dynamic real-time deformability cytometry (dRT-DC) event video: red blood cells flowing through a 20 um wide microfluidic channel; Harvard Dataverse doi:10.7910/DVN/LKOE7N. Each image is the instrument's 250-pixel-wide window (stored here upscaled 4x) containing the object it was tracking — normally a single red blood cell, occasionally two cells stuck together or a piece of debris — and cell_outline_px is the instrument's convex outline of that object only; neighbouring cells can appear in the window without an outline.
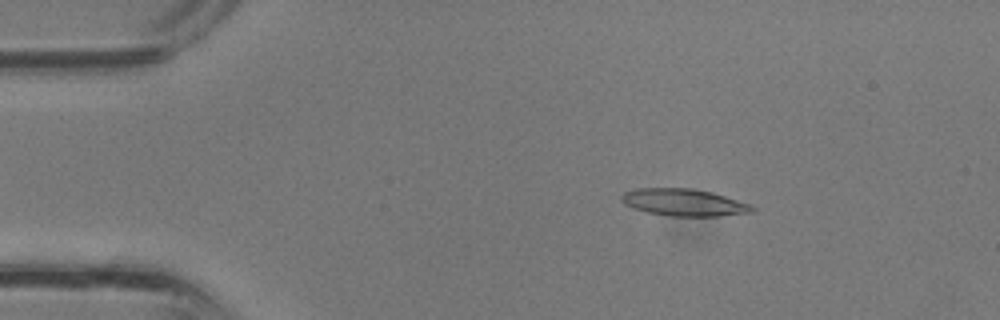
{"species": "common noctule bat (a hibernating species)", "species_latin": "Nyctalus noctula", "temperature_condition": "room temperature", "stored_images_in_passage": 22, "camera_frame_rate_fps": 3000, "um_per_image_px": 0.085, "animal": {"sex": "male", "body_mass_g": 13.3}, "frame": {"image": 1, "passage_image": 1, "time_ms": 0.0, "image_size_px": [1000, 320], "cell_outline_px": [[756, 208], [752, 212], [716, 216], [668, 216], [648, 212], [632, 208], [624, 204], [620, 200], [620, 196], [624, 192], [636, 188], [688, 188], [712, 192], [752, 204]], "centroid_in_image_um": [58.11, 17.2], "position_along_channel_um": 26.9, "area_um2": 20.75}}
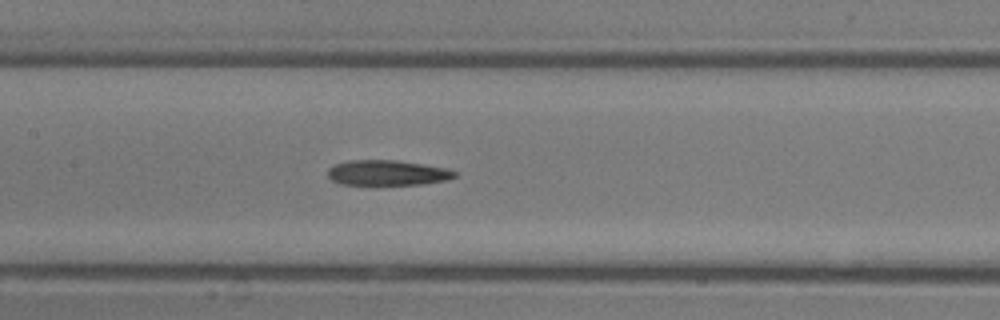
{"frame": {"image": 2, "passage_image": 12, "time_ms": 3.667, "image_size_px": [1000, 320], "cell_outline_px": [[460, 172], [456, 176], [448, 180], [424, 184], [380, 188], [340, 184], [332, 180], [328, 176], [328, 168], [336, 164], [348, 160], [396, 160], [448, 168]], "centroid_in_image_um": [32.94, 14.75], "position_along_channel_um": 174.5, "area_um2": 19.94}}
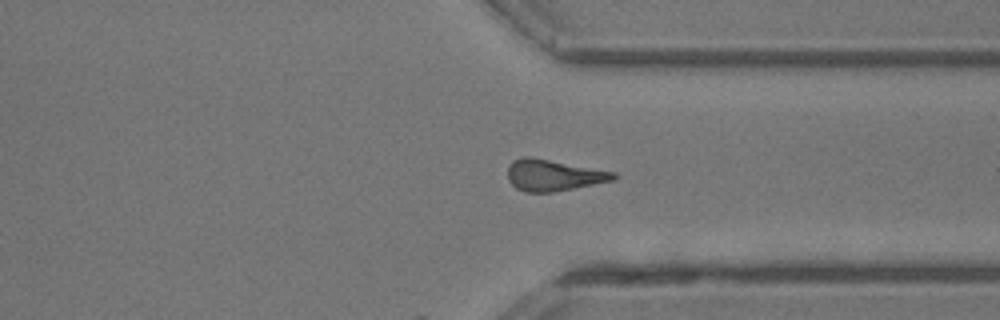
{"frame": {"image": 3, "passage_image": 22, "time_ms": 7.0, "image_size_px": [1000, 320], "cell_outline_px": [[620, 176], [616, 180], [552, 192], [524, 192], [516, 188], [508, 180], [508, 168], [516, 160], [524, 156], [528, 156], [616, 172]], "centroid_in_image_um": [47.09, 14.9], "position_along_channel_um": 364.3, "area_um2": 19.19}}